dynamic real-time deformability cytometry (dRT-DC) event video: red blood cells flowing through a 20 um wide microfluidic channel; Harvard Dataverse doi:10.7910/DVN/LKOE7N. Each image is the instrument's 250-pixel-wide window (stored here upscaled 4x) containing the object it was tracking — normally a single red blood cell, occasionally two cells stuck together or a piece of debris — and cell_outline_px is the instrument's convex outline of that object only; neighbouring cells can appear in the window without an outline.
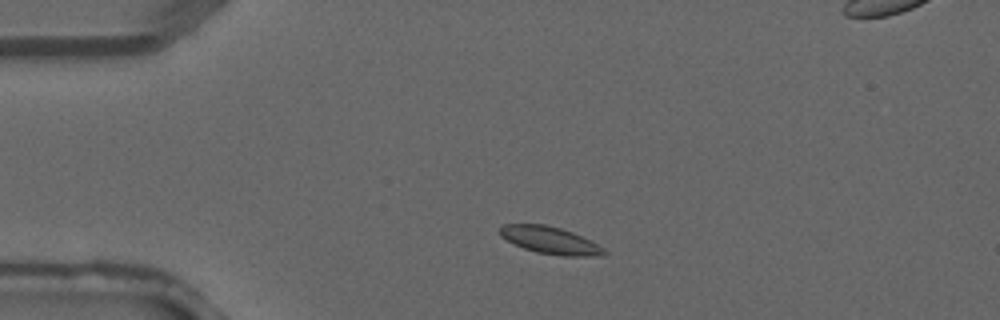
{"species": "common noctule bat (a hibernating species)", "species_latin": "Nyctalus noctula", "temperature_condition": "warm", "stored_images_in_passage": 4, "segment_of_instrument_passage": [1, 2], "camera_frame_rate_fps": 3000, "um_per_image_px": 0.085, "animal": {"sex": "male", "forearm_length_mm": 52.5}, "frame": {"image": 1, "passage_image": 2, "time_ms": 0.333, "image_size_px": [1000, 320], "cell_outline_px": [[608, 252], [604, 256], [560, 256], [536, 252], [524, 248], [500, 236], [500, 228], [504, 224], [544, 224], [560, 228], [572, 232], [592, 240], [604, 248]], "centroid_in_image_um": [46.83, 20.44], "position_along_channel_um": 38.2, "area_um2": 16.59}}